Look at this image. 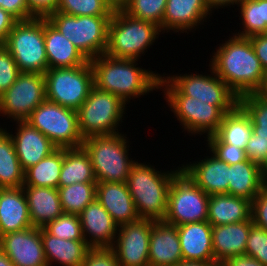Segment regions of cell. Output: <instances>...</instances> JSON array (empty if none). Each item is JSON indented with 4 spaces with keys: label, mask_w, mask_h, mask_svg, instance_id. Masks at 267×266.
I'll list each match as a JSON object with an SVG mask.
<instances>
[{
    "label": "cell",
    "mask_w": 267,
    "mask_h": 266,
    "mask_svg": "<svg viewBox=\"0 0 267 266\" xmlns=\"http://www.w3.org/2000/svg\"><path fill=\"white\" fill-rule=\"evenodd\" d=\"M0 7L17 21L36 17L27 5V0H0Z\"/></svg>",
    "instance_id": "47"
},
{
    "label": "cell",
    "mask_w": 267,
    "mask_h": 266,
    "mask_svg": "<svg viewBox=\"0 0 267 266\" xmlns=\"http://www.w3.org/2000/svg\"><path fill=\"white\" fill-rule=\"evenodd\" d=\"M252 133L250 116L238 104L231 112L224 115L215 135L223 143L236 145L245 150Z\"/></svg>",
    "instance_id": "33"
},
{
    "label": "cell",
    "mask_w": 267,
    "mask_h": 266,
    "mask_svg": "<svg viewBox=\"0 0 267 266\" xmlns=\"http://www.w3.org/2000/svg\"><path fill=\"white\" fill-rule=\"evenodd\" d=\"M209 12L205 0H167L162 31L187 32L204 21Z\"/></svg>",
    "instance_id": "27"
},
{
    "label": "cell",
    "mask_w": 267,
    "mask_h": 266,
    "mask_svg": "<svg viewBox=\"0 0 267 266\" xmlns=\"http://www.w3.org/2000/svg\"><path fill=\"white\" fill-rule=\"evenodd\" d=\"M112 16H72L59 11L46 18L90 61L105 54Z\"/></svg>",
    "instance_id": "7"
},
{
    "label": "cell",
    "mask_w": 267,
    "mask_h": 266,
    "mask_svg": "<svg viewBox=\"0 0 267 266\" xmlns=\"http://www.w3.org/2000/svg\"><path fill=\"white\" fill-rule=\"evenodd\" d=\"M216 266H224L222 263H218Z\"/></svg>",
    "instance_id": "58"
},
{
    "label": "cell",
    "mask_w": 267,
    "mask_h": 266,
    "mask_svg": "<svg viewBox=\"0 0 267 266\" xmlns=\"http://www.w3.org/2000/svg\"><path fill=\"white\" fill-rule=\"evenodd\" d=\"M261 93H262L265 97H267V77H266V82H265L264 88H263V90L261 91Z\"/></svg>",
    "instance_id": "57"
},
{
    "label": "cell",
    "mask_w": 267,
    "mask_h": 266,
    "mask_svg": "<svg viewBox=\"0 0 267 266\" xmlns=\"http://www.w3.org/2000/svg\"><path fill=\"white\" fill-rule=\"evenodd\" d=\"M31 227L33 226L23 188L0 189V237Z\"/></svg>",
    "instance_id": "23"
},
{
    "label": "cell",
    "mask_w": 267,
    "mask_h": 266,
    "mask_svg": "<svg viewBox=\"0 0 267 266\" xmlns=\"http://www.w3.org/2000/svg\"><path fill=\"white\" fill-rule=\"evenodd\" d=\"M63 164V148H57L49 156L24 171V185L58 188Z\"/></svg>",
    "instance_id": "34"
},
{
    "label": "cell",
    "mask_w": 267,
    "mask_h": 266,
    "mask_svg": "<svg viewBox=\"0 0 267 266\" xmlns=\"http://www.w3.org/2000/svg\"><path fill=\"white\" fill-rule=\"evenodd\" d=\"M17 20L0 7V45L3 46Z\"/></svg>",
    "instance_id": "50"
},
{
    "label": "cell",
    "mask_w": 267,
    "mask_h": 266,
    "mask_svg": "<svg viewBox=\"0 0 267 266\" xmlns=\"http://www.w3.org/2000/svg\"><path fill=\"white\" fill-rule=\"evenodd\" d=\"M85 182H96L89 154L83 147L63 148V164L58 187Z\"/></svg>",
    "instance_id": "31"
},
{
    "label": "cell",
    "mask_w": 267,
    "mask_h": 266,
    "mask_svg": "<svg viewBox=\"0 0 267 266\" xmlns=\"http://www.w3.org/2000/svg\"><path fill=\"white\" fill-rule=\"evenodd\" d=\"M82 266H121L111 247L90 248Z\"/></svg>",
    "instance_id": "44"
},
{
    "label": "cell",
    "mask_w": 267,
    "mask_h": 266,
    "mask_svg": "<svg viewBox=\"0 0 267 266\" xmlns=\"http://www.w3.org/2000/svg\"><path fill=\"white\" fill-rule=\"evenodd\" d=\"M207 221L212 226L252 221L251 201L230 194L209 195Z\"/></svg>",
    "instance_id": "28"
},
{
    "label": "cell",
    "mask_w": 267,
    "mask_h": 266,
    "mask_svg": "<svg viewBox=\"0 0 267 266\" xmlns=\"http://www.w3.org/2000/svg\"><path fill=\"white\" fill-rule=\"evenodd\" d=\"M207 139L210 152L228 165H233L248 159L244 149L236 145L223 143L215 134L208 136Z\"/></svg>",
    "instance_id": "41"
},
{
    "label": "cell",
    "mask_w": 267,
    "mask_h": 266,
    "mask_svg": "<svg viewBox=\"0 0 267 266\" xmlns=\"http://www.w3.org/2000/svg\"><path fill=\"white\" fill-rule=\"evenodd\" d=\"M249 38L257 58L267 73V33L256 34Z\"/></svg>",
    "instance_id": "49"
},
{
    "label": "cell",
    "mask_w": 267,
    "mask_h": 266,
    "mask_svg": "<svg viewBox=\"0 0 267 266\" xmlns=\"http://www.w3.org/2000/svg\"><path fill=\"white\" fill-rule=\"evenodd\" d=\"M125 138L124 134L116 133L83 140L82 147L90 156L96 182H127L135 161L127 156L129 146Z\"/></svg>",
    "instance_id": "5"
},
{
    "label": "cell",
    "mask_w": 267,
    "mask_h": 266,
    "mask_svg": "<svg viewBox=\"0 0 267 266\" xmlns=\"http://www.w3.org/2000/svg\"><path fill=\"white\" fill-rule=\"evenodd\" d=\"M46 100L77 110L94 86V74L88 61L72 68H51L44 73Z\"/></svg>",
    "instance_id": "12"
},
{
    "label": "cell",
    "mask_w": 267,
    "mask_h": 266,
    "mask_svg": "<svg viewBox=\"0 0 267 266\" xmlns=\"http://www.w3.org/2000/svg\"><path fill=\"white\" fill-rule=\"evenodd\" d=\"M44 229L60 239L84 240L80 217L77 214H62L47 224Z\"/></svg>",
    "instance_id": "40"
},
{
    "label": "cell",
    "mask_w": 267,
    "mask_h": 266,
    "mask_svg": "<svg viewBox=\"0 0 267 266\" xmlns=\"http://www.w3.org/2000/svg\"><path fill=\"white\" fill-rule=\"evenodd\" d=\"M149 266H176L183 260L177 226L154 221L149 243Z\"/></svg>",
    "instance_id": "19"
},
{
    "label": "cell",
    "mask_w": 267,
    "mask_h": 266,
    "mask_svg": "<svg viewBox=\"0 0 267 266\" xmlns=\"http://www.w3.org/2000/svg\"><path fill=\"white\" fill-rule=\"evenodd\" d=\"M3 46L12 55L20 72L44 74L48 69L44 17L16 21Z\"/></svg>",
    "instance_id": "8"
},
{
    "label": "cell",
    "mask_w": 267,
    "mask_h": 266,
    "mask_svg": "<svg viewBox=\"0 0 267 266\" xmlns=\"http://www.w3.org/2000/svg\"><path fill=\"white\" fill-rule=\"evenodd\" d=\"M208 201L209 195L180 170L170 184L163 221L176 226L207 221Z\"/></svg>",
    "instance_id": "11"
},
{
    "label": "cell",
    "mask_w": 267,
    "mask_h": 266,
    "mask_svg": "<svg viewBox=\"0 0 267 266\" xmlns=\"http://www.w3.org/2000/svg\"><path fill=\"white\" fill-rule=\"evenodd\" d=\"M165 88H164V87ZM164 88V95L168 105L172 108L180 125L189 133H207V136L215 134L226 113L235 107H216L203 103L197 98L184 95L167 77L160 76L159 88Z\"/></svg>",
    "instance_id": "6"
},
{
    "label": "cell",
    "mask_w": 267,
    "mask_h": 266,
    "mask_svg": "<svg viewBox=\"0 0 267 266\" xmlns=\"http://www.w3.org/2000/svg\"><path fill=\"white\" fill-rule=\"evenodd\" d=\"M222 264L224 266H265L259 260L246 254L228 258Z\"/></svg>",
    "instance_id": "51"
},
{
    "label": "cell",
    "mask_w": 267,
    "mask_h": 266,
    "mask_svg": "<svg viewBox=\"0 0 267 266\" xmlns=\"http://www.w3.org/2000/svg\"><path fill=\"white\" fill-rule=\"evenodd\" d=\"M242 0H205L207 6L209 7V9L212 11V8H218L219 6L221 8H223L222 6H229V5H234L235 4H239Z\"/></svg>",
    "instance_id": "52"
},
{
    "label": "cell",
    "mask_w": 267,
    "mask_h": 266,
    "mask_svg": "<svg viewBox=\"0 0 267 266\" xmlns=\"http://www.w3.org/2000/svg\"><path fill=\"white\" fill-rule=\"evenodd\" d=\"M28 202L29 216L33 227L44 228L64 214L58 188L22 186Z\"/></svg>",
    "instance_id": "26"
},
{
    "label": "cell",
    "mask_w": 267,
    "mask_h": 266,
    "mask_svg": "<svg viewBox=\"0 0 267 266\" xmlns=\"http://www.w3.org/2000/svg\"><path fill=\"white\" fill-rule=\"evenodd\" d=\"M253 221L212 226L214 260L223 263L226 259L245 254L247 239Z\"/></svg>",
    "instance_id": "25"
},
{
    "label": "cell",
    "mask_w": 267,
    "mask_h": 266,
    "mask_svg": "<svg viewBox=\"0 0 267 266\" xmlns=\"http://www.w3.org/2000/svg\"><path fill=\"white\" fill-rule=\"evenodd\" d=\"M238 5L244 31L234 35L249 38L267 33V0H242Z\"/></svg>",
    "instance_id": "36"
},
{
    "label": "cell",
    "mask_w": 267,
    "mask_h": 266,
    "mask_svg": "<svg viewBox=\"0 0 267 266\" xmlns=\"http://www.w3.org/2000/svg\"><path fill=\"white\" fill-rule=\"evenodd\" d=\"M24 185L21 167L10 133L0 128V189L20 188Z\"/></svg>",
    "instance_id": "32"
},
{
    "label": "cell",
    "mask_w": 267,
    "mask_h": 266,
    "mask_svg": "<svg viewBox=\"0 0 267 266\" xmlns=\"http://www.w3.org/2000/svg\"><path fill=\"white\" fill-rule=\"evenodd\" d=\"M217 262L180 261L176 266H216Z\"/></svg>",
    "instance_id": "53"
},
{
    "label": "cell",
    "mask_w": 267,
    "mask_h": 266,
    "mask_svg": "<svg viewBox=\"0 0 267 266\" xmlns=\"http://www.w3.org/2000/svg\"><path fill=\"white\" fill-rule=\"evenodd\" d=\"M261 166L249 159L229 165L228 194L252 201L265 187Z\"/></svg>",
    "instance_id": "30"
},
{
    "label": "cell",
    "mask_w": 267,
    "mask_h": 266,
    "mask_svg": "<svg viewBox=\"0 0 267 266\" xmlns=\"http://www.w3.org/2000/svg\"><path fill=\"white\" fill-rule=\"evenodd\" d=\"M44 40L48 69L82 66L89 60L44 17Z\"/></svg>",
    "instance_id": "24"
},
{
    "label": "cell",
    "mask_w": 267,
    "mask_h": 266,
    "mask_svg": "<svg viewBox=\"0 0 267 266\" xmlns=\"http://www.w3.org/2000/svg\"><path fill=\"white\" fill-rule=\"evenodd\" d=\"M59 0H27L29 10L36 17H47L57 10Z\"/></svg>",
    "instance_id": "48"
},
{
    "label": "cell",
    "mask_w": 267,
    "mask_h": 266,
    "mask_svg": "<svg viewBox=\"0 0 267 266\" xmlns=\"http://www.w3.org/2000/svg\"><path fill=\"white\" fill-rule=\"evenodd\" d=\"M16 135L10 134L22 169L36 165L49 156L57 147L43 133L26 120L17 121Z\"/></svg>",
    "instance_id": "18"
},
{
    "label": "cell",
    "mask_w": 267,
    "mask_h": 266,
    "mask_svg": "<svg viewBox=\"0 0 267 266\" xmlns=\"http://www.w3.org/2000/svg\"><path fill=\"white\" fill-rule=\"evenodd\" d=\"M262 169V176L265 182V185L267 186V159L264 162V164L261 166Z\"/></svg>",
    "instance_id": "56"
},
{
    "label": "cell",
    "mask_w": 267,
    "mask_h": 266,
    "mask_svg": "<svg viewBox=\"0 0 267 266\" xmlns=\"http://www.w3.org/2000/svg\"><path fill=\"white\" fill-rule=\"evenodd\" d=\"M0 266H15L8 256L0 249Z\"/></svg>",
    "instance_id": "55"
},
{
    "label": "cell",
    "mask_w": 267,
    "mask_h": 266,
    "mask_svg": "<svg viewBox=\"0 0 267 266\" xmlns=\"http://www.w3.org/2000/svg\"><path fill=\"white\" fill-rule=\"evenodd\" d=\"M138 59H117L102 54L93 58L91 63L94 74V86L107 91L127 103L131 97L159 89L160 75L136 67ZM139 96V97H138Z\"/></svg>",
    "instance_id": "2"
},
{
    "label": "cell",
    "mask_w": 267,
    "mask_h": 266,
    "mask_svg": "<svg viewBox=\"0 0 267 266\" xmlns=\"http://www.w3.org/2000/svg\"><path fill=\"white\" fill-rule=\"evenodd\" d=\"M210 68L214 77L184 74L167 78L188 97L197 98L216 107H236L239 104V97L215 74L213 68Z\"/></svg>",
    "instance_id": "14"
},
{
    "label": "cell",
    "mask_w": 267,
    "mask_h": 266,
    "mask_svg": "<svg viewBox=\"0 0 267 266\" xmlns=\"http://www.w3.org/2000/svg\"><path fill=\"white\" fill-rule=\"evenodd\" d=\"M200 161L183 165L181 170L208 195L228 194L229 165L213 154Z\"/></svg>",
    "instance_id": "22"
},
{
    "label": "cell",
    "mask_w": 267,
    "mask_h": 266,
    "mask_svg": "<svg viewBox=\"0 0 267 266\" xmlns=\"http://www.w3.org/2000/svg\"><path fill=\"white\" fill-rule=\"evenodd\" d=\"M239 105L250 116L253 134L267 137V97L249 93L239 97Z\"/></svg>",
    "instance_id": "37"
},
{
    "label": "cell",
    "mask_w": 267,
    "mask_h": 266,
    "mask_svg": "<svg viewBox=\"0 0 267 266\" xmlns=\"http://www.w3.org/2000/svg\"><path fill=\"white\" fill-rule=\"evenodd\" d=\"M114 10L124 9L131 0H107Z\"/></svg>",
    "instance_id": "54"
},
{
    "label": "cell",
    "mask_w": 267,
    "mask_h": 266,
    "mask_svg": "<svg viewBox=\"0 0 267 266\" xmlns=\"http://www.w3.org/2000/svg\"><path fill=\"white\" fill-rule=\"evenodd\" d=\"M20 70L10 52L0 47V96L16 81Z\"/></svg>",
    "instance_id": "43"
},
{
    "label": "cell",
    "mask_w": 267,
    "mask_h": 266,
    "mask_svg": "<svg viewBox=\"0 0 267 266\" xmlns=\"http://www.w3.org/2000/svg\"><path fill=\"white\" fill-rule=\"evenodd\" d=\"M161 31L153 22L132 17L123 9L114 10L109 21L105 54L117 59L137 60L153 45Z\"/></svg>",
    "instance_id": "4"
},
{
    "label": "cell",
    "mask_w": 267,
    "mask_h": 266,
    "mask_svg": "<svg viewBox=\"0 0 267 266\" xmlns=\"http://www.w3.org/2000/svg\"><path fill=\"white\" fill-rule=\"evenodd\" d=\"M96 199L118 226L140 219L127 183L97 182Z\"/></svg>",
    "instance_id": "20"
},
{
    "label": "cell",
    "mask_w": 267,
    "mask_h": 266,
    "mask_svg": "<svg viewBox=\"0 0 267 266\" xmlns=\"http://www.w3.org/2000/svg\"><path fill=\"white\" fill-rule=\"evenodd\" d=\"M41 239L48 266L54 261L62 266H82L85 255L91 248L85 240L60 239L44 228H41Z\"/></svg>",
    "instance_id": "29"
},
{
    "label": "cell",
    "mask_w": 267,
    "mask_h": 266,
    "mask_svg": "<svg viewBox=\"0 0 267 266\" xmlns=\"http://www.w3.org/2000/svg\"><path fill=\"white\" fill-rule=\"evenodd\" d=\"M177 231L183 260L215 262L212 225L208 221L179 225Z\"/></svg>",
    "instance_id": "21"
},
{
    "label": "cell",
    "mask_w": 267,
    "mask_h": 266,
    "mask_svg": "<svg viewBox=\"0 0 267 266\" xmlns=\"http://www.w3.org/2000/svg\"><path fill=\"white\" fill-rule=\"evenodd\" d=\"M72 16H112L107 0H59L57 10Z\"/></svg>",
    "instance_id": "38"
},
{
    "label": "cell",
    "mask_w": 267,
    "mask_h": 266,
    "mask_svg": "<svg viewBox=\"0 0 267 266\" xmlns=\"http://www.w3.org/2000/svg\"><path fill=\"white\" fill-rule=\"evenodd\" d=\"M0 249L15 266H48L41 228L31 227L0 237Z\"/></svg>",
    "instance_id": "16"
},
{
    "label": "cell",
    "mask_w": 267,
    "mask_h": 266,
    "mask_svg": "<svg viewBox=\"0 0 267 266\" xmlns=\"http://www.w3.org/2000/svg\"><path fill=\"white\" fill-rule=\"evenodd\" d=\"M167 0H131L124 11L132 17L155 23L162 29Z\"/></svg>",
    "instance_id": "39"
},
{
    "label": "cell",
    "mask_w": 267,
    "mask_h": 266,
    "mask_svg": "<svg viewBox=\"0 0 267 266\" xmlns=\"http://www.w3.org/2000/svg\"><path fill=\"white\" fill-rule=\"evenodd\" d=\"M125 105L116 95L93 86L76 110L82 138L119 133L116 128L122 122Z\"/></svg>",
    "instance_id": "9"
},
{
    "label": "cell",
    "mask_w": 267,
    "mask_h": 266,
    "mask_svg": "<svg viewBox=\"0 0 267 266\" xmlns=\"http://www.w3.org/2000/svg\"><path fill=\"white\" fill-rule=\"evenodd\" d=\"M245 254L267 266V231L254 223L250 228Z\"/></svg>",
    "instance_id": "42"
},
{
    "label": "cell",
    "mask_w": 267,
    "mask_h": 266,
    "mask_svg": "<svg viewBox=\"0 0 267 266\" xmlns=\"http://www.w3.org/2000/svg\"><path fill=\"white\" fill-rule=\"evenodd\" d=\"M44 100V74L20 72L16 81L0 96V114L12 117L14 121H24Z\"/></svg>",
    "instance_id": "13"
},
{
    "label": "cell",
    "mask_w": 267,
    "mask_h": 266,
    "mask_svg": "<svg viewBox=\"0 0 267 266\" xmlns=\"http://www.w3.org/2000/svg\"><path fill=\"white\" fill-rule=\"evenodd\" d=\"M251 218L255 225L267 231V186L251 201Z\"/></svg>",
    "instance_id": "46"
},
{
    "label": "cell",
    "mask_w": 267,
    "mask_h": 266,
    "mask_svg": "<svg viewBox=\"0 0 267 266\" xmlns=\"http://www.w3.org/2000/svg\"><path fill=\"white\" fill-rule=\"evenodd\" d=\"M211 67L238 96L261 92L267 73L252 47L250 38L232 36L214 53Z\"/></svg>",
    "instance_id": "1"
},
{
    "label": "cell",
    "mask_w": 267,
    "mask_h": 266,
    "mask_svg": "<svg viewBox=\"0 0 267 266\" xmlns=\"http://www.w3.org/2000/svg\"><path fill=\"white\" fill-rule=\"evenodd\" d=\"M79 217L84 240L91 248L113 246L119 226L97 199L88 204ZM87 235L92 237L89 239Z\"/></svg>",
    "instance_id": "17"
},
{
    "label": "cell",
    "mask_w": 267,
    "mask_h": 266,
    "mask_svg": "<svg viewBox=\"0 0 267 266\" xmlns=\"http://www.w3.org/2000/svg\"><path fill=\"white\" fill-rule=\"evenodd\" d=\"M180 170L163 173L138 161L133 164L126 183L140 218L164 220L170 184Z\"/></svg>",
    "instance_id": "3"
},
{
    "label": "cell",
    "mask_w": 267,
    "mask_h": 266,
    "mask_svg": "<svg viewBox=\"0 0 267 266\" xmlns=\"http://www.w3.org/2000/svg\"><path fill=\"white\" fill-rule=\"evenodd\" d=\"M97 182H85L58 187L60 202L65 214L79 215L96 199Z\"/></svg>",
    "instance_id": "35"
},
{
    "label": "cell",
    "mask_w": 267,
    "mask_h": 266,
    "mask_svg": "<svg viewBox=\"0 0 267 266\" xmlns=\"http://www.w3.org/2000/svg\"><path fill=\"white\" fill-rule=\"evenodd\" d=\"M245 152L251 162L262 166L267 159V137L252 133L246 144Z\"/></svg>",
    "instance_id": "45"
},
{
    "label": "cell",
    "mask_w": 267,
    "mask_h": 266,
    "mask_svg": "<svg viewBox=\"0 0 267 266\" xmlns=\"http://www.w3.org/2000/svg\"><path fill=\"white\" fill-rule=\"evenodd\" d=\"M48 137L57 148L82 147L77 111L44 100L26 120Z\"/></svg>",
    "instance_id": "10"
},
{
    "label": "cell",
    "mask_w": 267,
    "mask_h": 266,
    "mask_svg": "<svg viewBox=\"0 0 267 266\" xmlns=\"http://www.w3.org/2000/svg\"><path fill=\"white\" fill-rule=\"evenodd\" d=\"M154 220L140 218L118 227L111 247L121 266H149L150 233Z\"/></svg>",
    "instance_id": "15"
}]
</instances>
